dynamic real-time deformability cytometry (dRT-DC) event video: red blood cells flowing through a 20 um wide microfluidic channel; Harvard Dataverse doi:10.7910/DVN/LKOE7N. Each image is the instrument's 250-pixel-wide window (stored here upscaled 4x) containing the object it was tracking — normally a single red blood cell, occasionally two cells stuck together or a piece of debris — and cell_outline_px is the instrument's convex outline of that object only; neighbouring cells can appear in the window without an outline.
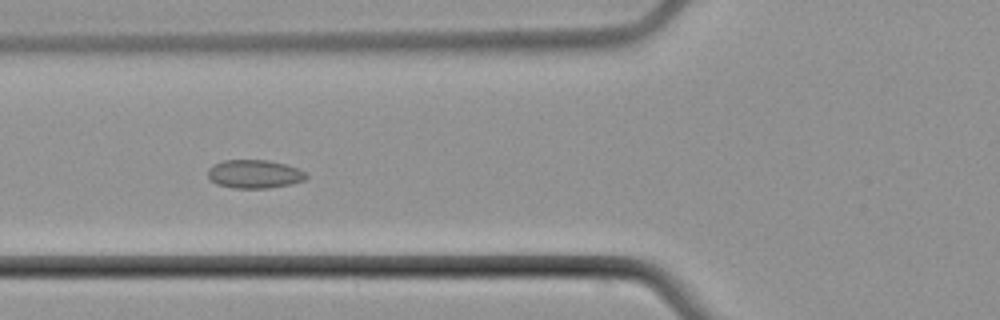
{"species": "common noctule bat (a hibernating species)", "species_latin": "Nyctalus noctula", "temperature_condition": "cold", "stored_images_in_passage": 9, "camera_frame_rate_fps": 3000, "um_per_image_px": 0.085, "animal": {"sex": "male", "body_mass_g": 21.5, "forearm_length_mm": 52.0}, "frame": {"image": 1, "passage_image": 6, "time_ms": 7.0, "image_size_px": [1000, 320], "cell_outline_px": [[308, 176], [304, 180], [292, 184], [268, 188], [232, 188], [216, 184], [208, 176], [208, 168], [212, 164], [224, 160], [268, 160], [284, 164], [296, 168], [304, 172]], "centroid_in_image_um": [21.6, 14.79], "position_along_channel_um": 104.2, "area_um2": 16.3}}
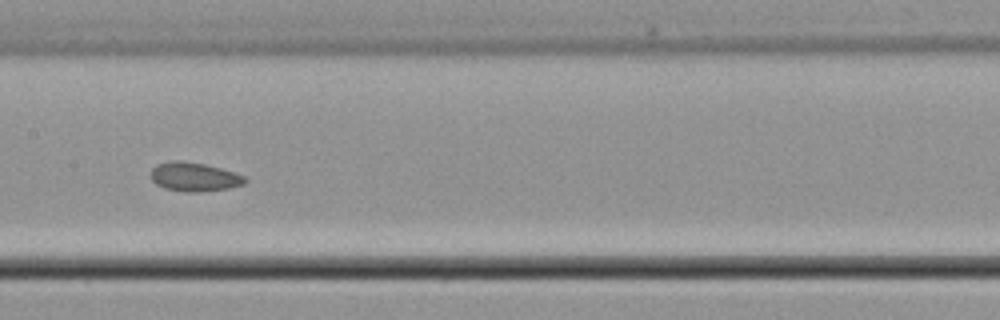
{"frame": {"image": 2, "passage_image": 8, "time_ms": 9.333, "image_size_px": [1000, 320], "cell_outline_px": [[248, 180], [244, 184], [228, 188], [200, 192], [188, 192], [164, 188], [156, 184], [152, 180], [152, 168], [156, 164], [172, 160], [180, 160], [204, 164], [220, 168], [244, 176]], "centroid_in_image_um": [16.5, 15.03], "position_along_channel_um": 190.9, "area_um2": 15.78}}
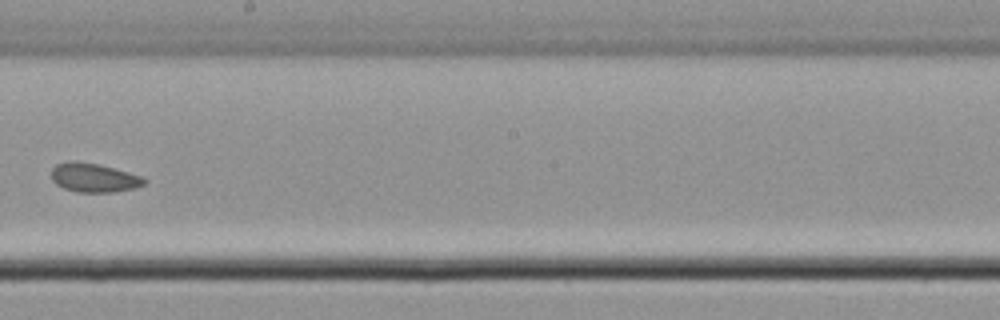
{"frame": {"image": 3, "passage_image": 9, "time_ms": 10.667, "image_size_px": [1000, 320], "cell_outline_px": [[148, 180], [144, 184], [132, 188], [112, 192], [76, 192], [64, 188], [56, 184], [52, 180], [52, 168], [56, 164], [72, 160], [76, 160], [100, 164], [128, 172], [140, 176]], "centroid_in_image_um": [7.95, 15.09], "position_along_channel_um": 240.3, "area_um2": 15.66}}